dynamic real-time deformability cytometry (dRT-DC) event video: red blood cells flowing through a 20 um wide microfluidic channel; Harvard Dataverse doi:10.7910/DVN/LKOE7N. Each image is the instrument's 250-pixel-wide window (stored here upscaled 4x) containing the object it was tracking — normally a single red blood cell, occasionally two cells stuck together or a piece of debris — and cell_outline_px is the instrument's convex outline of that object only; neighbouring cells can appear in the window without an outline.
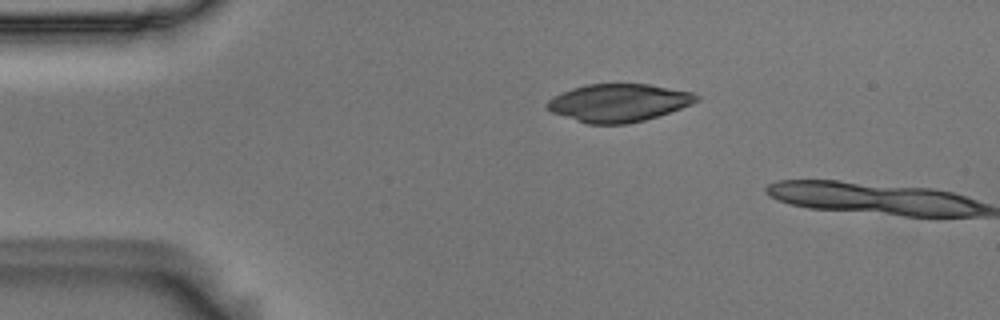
{"species": "Egyptian fruit bat (a non-hibernating species)", "species_latin": "Rousettus aegyptiacus", "temperature_condition": "room temperature", "stored_images_in_passage": 5, "camera_frame_rate_fps": 3000, "um_per_image_px": 0.085, "animal": {"sex": "male"}, "frame": {"image": 1, "passage_image": 5, "time_ms": 1.333, "image_size_px": [1000, 320], "cell_outline_px": [[700, 100], [692, 104], [644, 120], [628, 124], [588, 124], [552, 112], [548, 108], [548, 100], [572, 88], [588, 84], [648, 84], [696, 92], [700, 96]], "centroid_in_image_um": [52.65, 8.73], "position_along_channel_um": 32.4, "area_um2": 32.66}}